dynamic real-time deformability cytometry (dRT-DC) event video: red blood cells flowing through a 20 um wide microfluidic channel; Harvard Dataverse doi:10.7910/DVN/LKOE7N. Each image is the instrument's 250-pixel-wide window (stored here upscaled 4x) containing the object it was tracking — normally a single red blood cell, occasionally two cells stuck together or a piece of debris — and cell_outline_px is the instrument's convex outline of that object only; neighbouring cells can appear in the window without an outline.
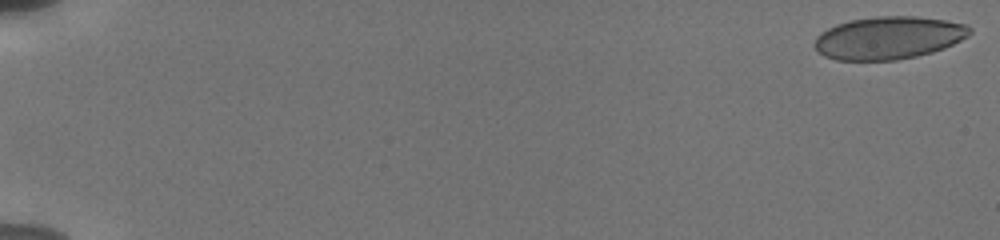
{"species": "human", "species_latin": "Homo sapiens", "temperature_condition": "cold", "stored_images_in_passage": 18, "camera_frame_rate_fps": 3000, "um_per_image_px": 0.085, "donor": {"sex": "male"}, "frame": {"image": 1, "passage_image": 1, "time_ms": 0.0, "image_size_px": [1000, 240], "cell_outline_px": [[972, 32], [968, 36], [944, 48], [932, 52], [916, 56], [896, 60], [836, 60], [824, 56], [812, 44], [816, 36], [820, 32], [836, 24], [848, 20], [876, 16], [916, 16], [944, 20], [968, 24], [972, 28]], "centroid_in_image_um": [75.52, 3.21], "position_along_channel_um": 9.5, "area_um2": 38.84}}
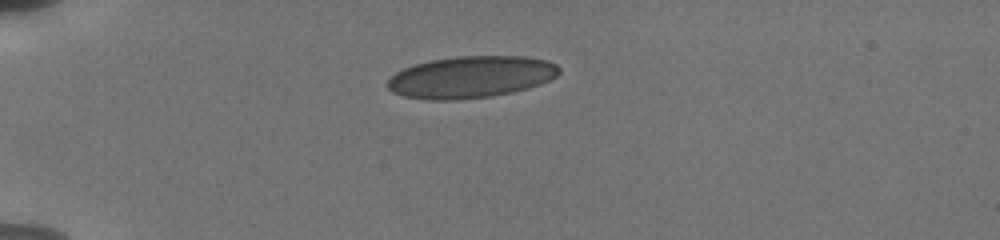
{"frame": {"image": 2, "passage_image": 13, "time_ms": 5.0, "image_size_px": [1000, 240], "cell_outline_px": [[560, 72], [556, 76], [540, 84], [528, 88], [512, 92], [492, 96], [456, 100], [428, 100], [404, 96], [392, 92], [388, 88], [388, 80], [396, 72], [404, 68], [416, 64], [432, 60], [460, 56], [524, 56], [544, 60], [556, 64], [560, 68]], "centroid_in_image_um": [40.03, 6.55], "position_along_channel_um": 45.0, "area_um2": 41.67}}
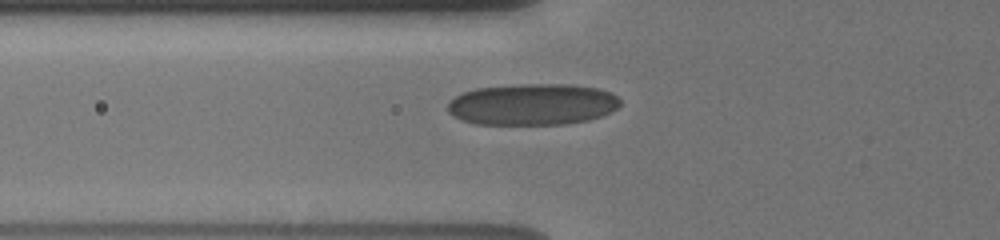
{"frame": {"image": 3, "passage_image": 18, "time_ms": 7.0, "image_size_px": [1000, 240], "cell_outline_px": [[620, 104], [616, 108], [600, 116], [588, 120], [564, 124], [472, 124], [460, 120], [452, 116], [448, 112], [448, 104], [456, 96], [464, 92], [476, 88], [520, 84], [568, 84], [596, 88], [612, 92], [620, 100]], "centroid_in_image_um": [45.23, 8.87], "position_along_channel_um": 80.6, "area_um2": 41.67}}